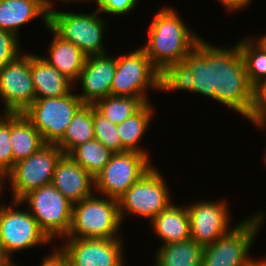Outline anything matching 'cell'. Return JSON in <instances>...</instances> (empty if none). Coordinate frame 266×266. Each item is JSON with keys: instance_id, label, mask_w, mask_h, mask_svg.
<instances>
[{"instance_id": "obj_1", "label": "cell", "mask_w": 266, "mask_h": 266, "mask_svg": "<svg viewBox=\"0 0 266 266\" xmlns=\"http://www.w3.org/2000/svg\"><path fill=\"white\" fill-rule=\"evenodd\" d=\"M193 73V92L238 111L251 120L254 87L249 83L237 45L218 49L201 39L183 60Z\"/></svg>"}, {"instance_id": "obj_2", "label": "cell", "mask_w": 266, "mask_h": 266, "mask_svg": "<svg viewBox=\"0 0 266 266\" xmlns=\"http://www.w3.org/2000/svg\"><path fill=\"white\" fill-rule=\"evenodd\" d=\"M148 37V43L141 48L160 73L171 64L183 61L201 40L187 28L172 8L165 7L155 15Z\"/></svg>"}, {"instance_id": "obj_3", "label": "cell", "mask_w": 266, "mask_h": 266, "mask_svg": "<svg viewBox=\"0 0 266 266\" xmlns=\"http://www.w3.org/2000/svg\"><path fill=\"white\" fill-rule=\"evenodd\" d=\"M121 224L118 200L92 195L73 204L71 227L66 237L114 239L118 238L116 232Z\"/></svg>"}, {"instance_id": "obj_4", "label": "cell", "mask_w": 266, "mask_h": 266, "mask_svg": "<svg viewBox=\"0 0 266 266\" xmlns=\"http://www.w3.org/2000/svg\"><path fill=\"white\" fill-rule=\"evenodd\" d=\"M84 105L72 91L62 97L36 99L22 114L39 131L45 144H57Z\"/></svg>"}, {"instance_id": "obj_5", "label": "cell", "mask_w": 266, "mask_h": 266, "mask_svg": "<svg viewBox=\"0 0 266 266\" xmlns=\"http://www.w3.org/2000/svg\"><path fill=\"white\" fill-rule=\"evenodd\" d=\"M13 206L27 202L40 229L51 240L67 236L72 222L73 204L51 183L32 190Z\"/></svg>"}, {"instance_id": "obj_6", "label": "cell", "mask_w": 266, "mask_h": 266, "mask_svg": "<svg viewBox=\"0 0 266 266\" xmlns=\"http://www.w3.org/2000/svg\"><path fill=\"white\" fill-rule=\"evenodd\" d=\"M99 11L92 14L59 12L49 9V27L62 40L71 42L89 56L105 54L103 49L104 20Z\"/></svg>"}, {"instance_id": "obj_7", "label": "cell", "mask_w": 266, "mask_h": 266, "mask_svg": "<svg viewBox=\"0 0 266 266\" xmlns=\"http://www.w3.org/2000/svg\"><path fill=\"white\" fill-rule=\"evenodd\" d=\"M160 76L161 73L152 65L144 50L137 49L116 58L110 95L139 98L144 104L148 103L145 89L152 87L160 90Z\"/></svg>"}, {"instance_id": "obj_8", "label": "cell", "mask_w": 266, "mask_h": 266, "mask_svg": "<svg viewBox=\"0 0 266 266\" xmlns=\"http://www.w3.org/2000/svg\"><path fill=\"white\" fill-rule=\"evenodd\" d=\"M262 220V213L256 214L205 246L201 266H250L252 259L248 252Z\"/></svg>"}, {"instance_id": "obj_9", "label": "cell", "mask_w": 266, "mask_h": 266, "mask_svg": "<svg viewBox=\"0 0 266 266\" xmlns=\"http://www.w3.org/2000/svg\"><path fill=\"white\" fill-rule=\"evenodd\" d=\"M64 155L55 144H45L28 158L14 164L10 177L13 200L20 201L32 190L52 182L57 162Z\"/></svg>"}, {"instance_id": "obj_10", "label": "cell", "mask_w": 266, "mask_h": 266, "mask_svg": "<svg viewBox=\"0 0 266 266\" xmlns=\"http://www.w3.org/2000/svg\"><path fill=\"white\" fill-rule=\"evenodd\" d=\"M149 161L148 155L139 152L113 153L109 162L94 177V190L118 199L153 167Z\"/></svg>"}, {"instance_id": "obj_11", "label": "cell", "mask_w": 266, "mask_h": 266, "mask_svg": "<svg viewBox=\"0 0 266 266\" xmlns=\"http://www.w3.org/2000/svg\"><path fill=\"white\" fill-rule=\"evenodd\" d=\"M168 192L159 171L152 167L117 199L121 221L125 209L152 220L171 204Z\"/></svg>"}, {"instance_id": "obj_12", "label": "cell", "mask_w": 266, "mask_h": 266, "mask_svg": "<svg viewBox=\"0 0 266 266\" xmlns=\"http://www.w3.org/2000/svg\"><path fill=\"white\" fill-rule=\"evenodd\" d=\"M0 95L5 113H22L36 100L30 72V54L18 56L0 71Z\"/></svg>"}, {"instance_id": "obj_13", "label": "cell", "mask_w": 266, "mask_h": 266, "mask_svg": "<svg viewBox=\"0 0 266 266\" xmlns=\"http://www.w3.org/2000/svg\"><path fill=\"white\" fill-rule=\"evenodd\" d=\"M51 241L29 211H18L11 206H1L0 245L10 258L12 252Z\"/></svg>"}, {"instance_id": "obj_14", "label": "cell", "mask_w": 266, "mask_h": 266, "mask_svg": "<svg viewBox=\"0 0 266 266\" xmlns=\"http://www.w3.org/2000/svg\"><path fill=\"white\" fill-rule=\"evenodd\" d=\"M119 238H68L61 251L71 266H124Z\"/></svg>"}, {"instance_id": "obj_15", "label": "cell", "mask_w": 266, "mask_h": 266, "mask_svg": "<svg viewBox=\"0 0 266 266\" xmlns=\"http://www.w3.org/2000/svg\"><path fill=\"white\" fill-rule=\"evenodd\" d=\"M190 237L203 247L213 244L231 230L226 201L200 202L187 207Z\"/></svg>"}, {"instance_id": "obj_16", "label": "cell", "mask_w": 266, "mask_h": 266, "mask_svg": "<svg viewBox=\"0 0 266 266\" xmlns=\"http://www.w3.org/2000/svg\"><path fill=\"white\" fill-rule=\"evenodd\" d=\"M105 54L89 56L78 79L81 80L83 94L78 95L87 105L110 95L111 85L116 71V58Z\"/></svg>"}, {"instance_id": "obj_17", "label": "cell", "mask_w": 266, "mask_h": 266, "mask_svg": "<svg viewBox=\"0 0 266 266\" xmlns=\"http://www.w3.org/2000/svg\"><path fill=\"white\" fill-rule=\"evenodd\" d=\"M51 184L75 204L93 195L94 177L69 155H63L57 162Z\"/></svg>"}, {"instance_id": "obj_18", "label": "cell", "mask_w": 266, "mask_h": 266, "mask_svg": "<svg viewBox=\"0 0 266 266\" xmlns=\"http://www.w3.org/2000/svg\"><path fill=\"white\" fill-rule=\"evenodd\" d=\"M49 9L45 0H0V29L17 36L22 24L40 15L48 28Z\"/></svg>"}, {"instance_id": "obj_19", "label": "cell", "mask_w": 266, "mask_h": 266, "mask_svg": "<svg viewBox=\"0 0 266 266\" xmlns=\"http://www.w3.org/2000/svg\"><path fill=\"white\" fill-rule=\"evenodd\" d=\"M30 72L36 99L62 97L72 91V81L51 66L44 57L30 54Z\"/></svg>"}, {"instance_id": "obj_20", "label": "cell", "mask_w": 266, "mask_h": 266, "mask_svg": "<svg viewBox=\"0 0 266 266\" xmlns=\"http://www.w3.org/2000/svg\"><path fill=\"white\" fill-rule=\"evenodd\" d=\"M50 57L44 58L51 66L72 82L77 80L85 65L87 56L71 42L62 40L54 33L49 48Z\"/></svg>"}, {"instance_id": "obj_21", "label": "cell", "mask_w": 266, "mask_h": 266, "mask_svg": "<svg viewBox=\"0 0 266 266\" xmlns=\"http://www.w3.org/2000/svg\"><path fill=\"white\" fill-rule=\"evenodd\" d=\"M154 230L164 244L190 239V224L187 208L169 205L151 220Z\"/></svg>"}, {"instance_id": "obj_22", "label": "cell", "mask_w": 266, "mask_h": 266, "mask_svg": "<svg viewBox=\"0 0 266 266\" xmlns=\"http://www.w3.org/2000/svg\"><path fill=\"white\" fill-rule=\"evenodd\" d=\"M13 166L38 151L45 145L39 131L24 117L22 113L11 114L10 135Z\"/></svg>"}, {"instance_id": "obj_23", "label": "cell", "mask_w": 266, "mask_h": 266, "mask_svg": "<svg viewBox=\"0 0 266 266\" xmlns=\"http://www.w3.org/2000/svg\"><path fill=\"white\" fill-rule=\"evenodd\" d=\"M154 266H201L204 247L193 239L160 246Z\"/></svg>"}, {"instance_id": "obj_24", "label": "cell", "mask_w": 266, "mask_h": 266, "mask_svg": "<svg viewBox=\"0 0 266 266\" xmlns=\"http://www.w3.org/2000/svg\"><path fill=\"white\" fill-rule=\"evenodd\" d=\"M93 105L84 104L71 120L63 138L56 144L68 155L75 147L94 139Z\"/></svg>"}, {"instance_id": "obj_25", "label": "cell", "mask_w": 266, "mask_h": 266, "mask_svg": "<svg viewBox=\"0 0 266 266\" xmlns=\"http://www.w3.org/2000/svg\"><path fill=\"white\" fill-rule=\"evenodd\" d=\"M150 106L149 102L145 103L135 114L117 125L121 146L126 151H134L148 155L147 151L139 148L137 145L147 129L151 117H153V108Z\"/></svg>"}, {"instance_id": "obj_26", "label": "cell", "mask_w": 266, "mask_h": 266, "mask_svg": "<svg viewBox=\"0 0 266 266\" xmlns=\"http://www.w3.org/2000/svg\"><path fill=\"white\" fill-rule=\"evenodd\" d=\"M113 152L102 143L93 139L75 147L68 155L95 177L109 162Z\"/></svg>"}, {"instance_id": "obj_27", "label": "cell", "mask_w": 266, "mask_h": 266, "mask_svg": "<svg viewBox=\"0 0 266 266\" xmlns=\"http://www.w3.org/2000/svg\"><path fill=\"white\" fill-rule=\"evenodd\" d=\"M143 105L139 98L109 95L93 106L100 114L118 125L135 114Z\"/></svg>"}, {"instance_id": "obj_28", "label": "cell", "mask_w": 266, "mask_h": 266, "mask_svg": "<svg viewBox=\"0 0 266 266\" xmlns=\"http://www.w3.org/2000/svg\"><path fill=\"white\" fill-rule=\"evenodd\" d=\"M253 42L247 38L240 41L238 47L244 59L248 81L255 87L266 78V51Z\"/></svg>"}, {"instance_id": "obj_29", "label": "cell", "mask_w": 266, "mask_h": 266, "mask_svg": "<svg viewBox=\"0 0 266 266\" xmlns=\"http://www.w3.org/2000/svg\"><path fill=\"white\" fill-rule=\"evenodd\" d=\"M162 90H188L193 92V73L184 62H176L168 66L160 76Z\"/></svg>"}, {"instance_id": "obj_30", "label": "cell", "mask_w": 266, "mask_h": 266, "mask_svg": "<svg viewBox=\"0 0 266 266\" xmlns=\"http://www.w3.org/2000/svg\"><path fill=\"white\" fill-rule=\"evenodd\" d=\"M94 139L102 143L113 153H122L126 150L121 146L117 125L112 123L93 106Z\"/></svg>"}, {"instance_id": "obj_31", "label": "cell", "mask_w": 266, "mask_h": 266, "mask_svg": "<svg viewBox=\"0 0 266 266\" xmlns=\"http://www.w3.org/2000/svg\"><path fill=\"white\" fill-rule=\"evenodd\" d=\"M0 118V174L6 176L13 168V153L10 141L11 114Z\"/></svg>"}, {"instance_id": "obj_32", "label": "cell", "mask_w": 266, "mask_h": 266, "mask_svg": "<svg viewBox=\"0 0 266 266\" xmlns=\"http://www.w3.org/2000/svg\"><path fill=\"white\" fill-rule=\"evenodd\" d=\"M251 121L258 127L266 126V78L254 87V102Z\"/></svg>"}, {"instance_id": "obj_33", "label": "cell", "mask_w": 266, "mask_h": 266, "mask_svg": "<svg viewBox=\"0 0 266 266\" xmlns=\"http://www.w3.org/2000/svg\"><path fill=\"white\" fill-rule=\"evenodd\" d=\"M17 36L12 32L0 29V71L9 62L19 56Z\"/></svg>"}, {"instance_id": "obj_34", "label": "cell", "mask_w": 266, "mask_h": 266, "mask_svg": "<svg viewBox=\"0 0 266 266\" xmlns=\"http://www.w3.org/2000/svg\"><path fill=\"white\" fill-rule=\"evenodd\" d=\"M100 13L106 12L114 15L125 14L131 12L136 6L138 0H95Z\"/></svg>"}, {"instance_id": "obj_35", "label": "cell", "mask_w": 266, "mask_h": 266, "mask_svg": "<svg viewBox=\"0 0 266 266\" xmlns=\"http://www.w3.org/2000/svg\"><path fill=\"white\" fill-rule=\"evenodd\" d=\"M41 266H71L67 256L58 248L55 253L43 260Z\"/></svg>"}, {"instance_id": "obj_36", "label": "cell", "mask_w": 266, "mask_h": 266, "mask_svg": "<svg viewBox=\"0 0 266 266\" xmlns=\"http://www.w3.org/2000/svg\"><path fill=\"white\" fill-rule=\"evenodd\" d=\"M220 2H222V4H224V6H226V8L228 10H235V9H240L243 6L248 5V3L252 0H219Z\"/></svg>"}, {"instance_id": "obj_37", "label": "cell", "mask_w": 266, "mask_h": 266, "mask_svg": "<svg viewBox=\"0 0 266 266\" xmlns=\"http://www.w3.org/2000/svg\"><path fill=\"white\" fill-rule=\"evenodd\" d=\"M13 263L12 259L6 254L0 245V266H15Z\"/></svg>"}, {"instance_id": "obj_38", "label": "cell", "mask_w": 266, "mask_h": 266, "mask_svg": "<svg viewBox=\"0 0 266 266\" xmlns=\"http://www.w3.org/2000/svg\"><path fill=\"white\" fill-rule=\"evenodd\" d=\"M258 40H259L258 43L255 42V44H257V45L260 46L263 50L266 51V34H265L262 38L260 37V39H258Z\"/></svg>"}, {"instance_id": "obj_39", "label": "cell", "mask_w": 266, "mask_h": 266, "mask_svg": "<svg viewBox=\"0 0 266 266\" xmlns=\"http://www.w3.org/2000/svg\"><path fill=\"white\" fill-rule=\"evenodd\" d=\"M250 266H266V260L264 259L263 261H256L254 259H252Z\"/></svg>"}, {"instance_id": "obj_40", "label": "cell", "mask_w": 266, "mask_h": 266, "mask_svg": "<svg viewBox=\"0 0 266 266\" xmlns=\"http://www.w3.org/2000/svg\"><path fill=\"white\" fill-rule=\"evenodd\" d=\"M5 177H6V176L0 174V191H2V190H1V187H2V185H1V184H2V183H1V182H2V178H5Z\"/></svg>"}, {"instance_id": "obj_41", "label": "cell", "mask_w": 266, "mask_h": 266, "mask_svg": "<svg viewBox=\"0 0 266 266\" xmlns=\"http://www.w3.org/2000/svg\"><path fill=\"white\" fill-rule=\"evenodd\" d=\"M65 1V0H64ZM68 1V0H67ZM74 1V0H73ZM77 1V0H76ZM46 4L51 8V6L53 5L52 2L50 3L49 0H45Z\"/></svg>"}]
</instances>
